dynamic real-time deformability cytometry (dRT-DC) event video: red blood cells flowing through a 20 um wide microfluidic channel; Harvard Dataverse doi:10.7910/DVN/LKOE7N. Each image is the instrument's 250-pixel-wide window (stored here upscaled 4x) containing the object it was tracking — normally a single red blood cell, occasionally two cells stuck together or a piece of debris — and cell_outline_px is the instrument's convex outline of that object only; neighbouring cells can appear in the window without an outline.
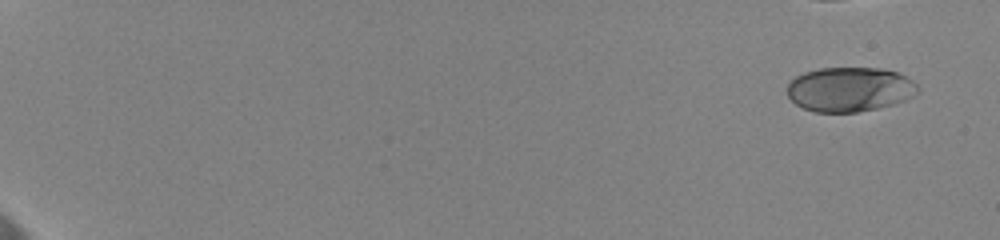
{"species": "human", "species_latin": "Homo sapiens", "temperature_condition": "cold", "stored_images_in_passage": 17, "camera_frame_rate_fps": 3000, "um_per_image_px": 0.085, "donor": {"sex": "female"}, "frame": {"image": 1, "passage_image": 1, "time_ms": 0.0, "image_size_px": [1000, 240], "cell_outline_px": [[920, 92], [904, 100], [892, 104], [876, 108], [856, 112], [812, 112], [796, 104], [788, 96], [788, 84], [796, 76], [804, 72], [820, 68], [880, 68], [896, 72], [912, 80], [920, 88]], "centroid_in_image_um": [72.22, 7.59], "position_along_channel_um": 12.8, "area_um2": 33.76}}